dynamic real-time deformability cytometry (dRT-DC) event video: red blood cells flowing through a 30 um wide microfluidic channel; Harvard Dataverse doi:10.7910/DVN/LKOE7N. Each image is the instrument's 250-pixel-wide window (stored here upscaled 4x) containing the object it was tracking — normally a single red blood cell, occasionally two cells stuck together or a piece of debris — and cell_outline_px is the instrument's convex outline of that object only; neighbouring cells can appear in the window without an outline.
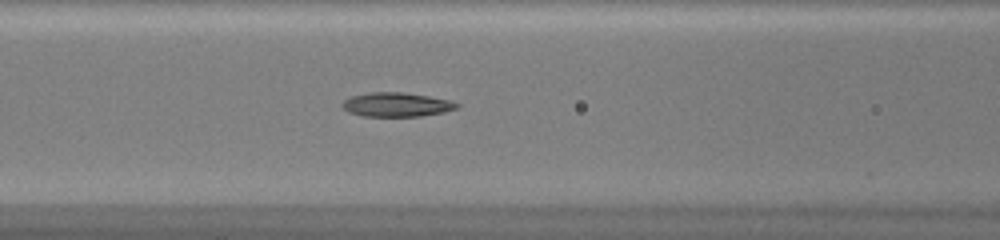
{"species": "common noctule bat (a hibernating species)", "species_latin": "Nyctalus noctula", "temperature_condition": "warm", "stored_images_in_passage": 36, "camera_frame_rate_fps": 3000, "um_per_image_px": 0.085, "animal": {"sex": "female", "body_mass_g": 20.0, "forearm_length_mm": 54.0}, "frame": {"image": 1, "passage_image": 9, "time_ms": 2.667, "image_size_px": [1000, 240], "cell_outline_px": [[460, 108], [444, 112], [420, 116], [364, 116], [348, 112], [340, 104], [344, 100], [352, 96], [368, 92], [404, 92], [428, 96], [448, 100], [460, 104]], "centroid_in_image_um": [33.71, 8.89], "position_along_channel_um": 132.9, "area_um2": 16.13}}
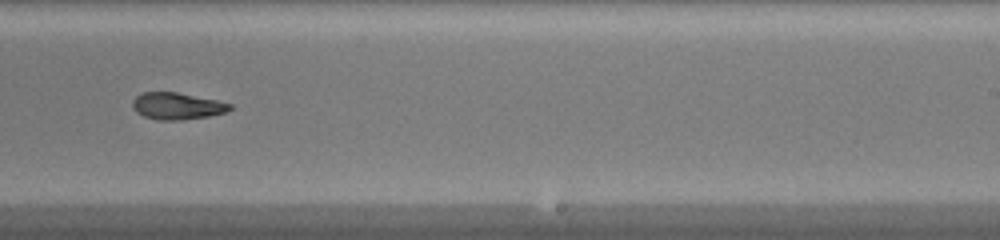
{"frame": {"image": 2, "passage_image": 19, "time_ms": 6.0, "image_size_px": [1000, 240], "cell_outline_px": [[232, 108], [228, 112], [208, 116], [180, 120], [160, 120], [144, 116], [136, 112], [132, 108], [132, 100], [140, 92], [176, 92], [216, 100], [232, 104]], "centroid_in_image_um": [15.03, 9.01], "position_along_channel_um": 274.0, "area_um2": 15.26}}
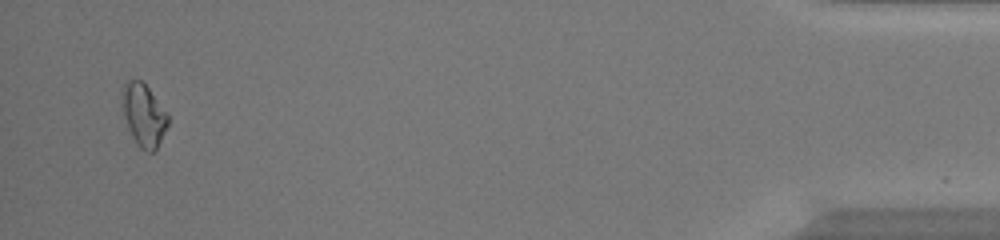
{"frame": {"image": 3, "passage_image": 35, "time_ms": 11.333, "image_size_px": [1000, 240], "cell_outline_px": [[168, 124], [156, 148], [152, 152], [144, 152], [136, 144], [128, 128], [124, 112], [120, 88], [128, 80], [140, 80], [148, 88], [168, 112]], "centroid_in_image_um": [12.21, 9.77], "position_along_channel_um": 423.0, "area_um2": 16.59}, "authors_computed_cell_mechanics": {"area_um2": 15.8083, "velocity_mm_per_s": 4.2423, "shape_relaxation_time_tau1_ms": null, "shape_relaxation_time_tau2_ms": 6.1696, "deformation_change_tau1": null, "deformation_change_tau2": 0.106}}